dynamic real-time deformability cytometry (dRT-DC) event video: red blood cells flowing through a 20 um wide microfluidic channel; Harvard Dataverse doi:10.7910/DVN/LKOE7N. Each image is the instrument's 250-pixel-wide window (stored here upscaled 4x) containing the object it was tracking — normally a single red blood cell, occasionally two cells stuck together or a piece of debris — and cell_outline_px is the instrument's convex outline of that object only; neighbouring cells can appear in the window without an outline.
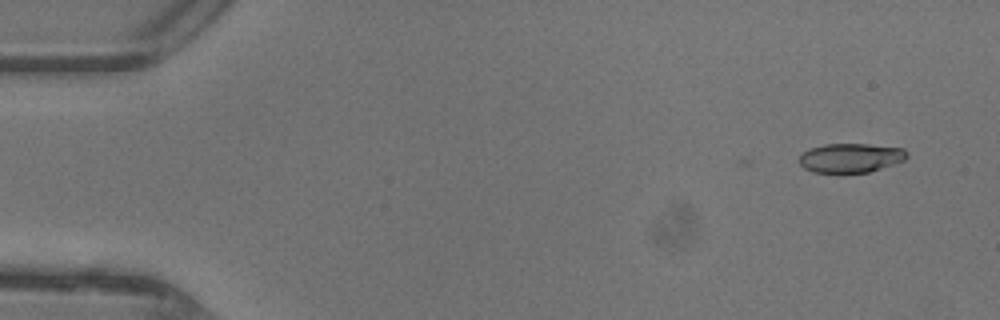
{"species": "common noctule bat (a hibernating species)", "species_latin": "Nyctalus noctula", "temperature_condition": "warm", "stored_images_in_passage": 7, "camera_frame_rate_fps": 3000, "um_per_image_px": 0.085, "animal": {"sex": "female"}, "frame": {"image": 1, "passage_image": 7, "time_ms": 2.0, "image_size_px": [1000, 320], "cell_outline_px": [[908, 156], [904, 160], [868, 172], [812, 172], [804, 168], [796, 160], [800, 152], [808, 148], [824, 144], [868, 144], [904, 148], [908, 152]], "centroid_in_image_um": [72.23, 13.4], "position_along_channel_um": 12.8, "area_um2": 18.5}}